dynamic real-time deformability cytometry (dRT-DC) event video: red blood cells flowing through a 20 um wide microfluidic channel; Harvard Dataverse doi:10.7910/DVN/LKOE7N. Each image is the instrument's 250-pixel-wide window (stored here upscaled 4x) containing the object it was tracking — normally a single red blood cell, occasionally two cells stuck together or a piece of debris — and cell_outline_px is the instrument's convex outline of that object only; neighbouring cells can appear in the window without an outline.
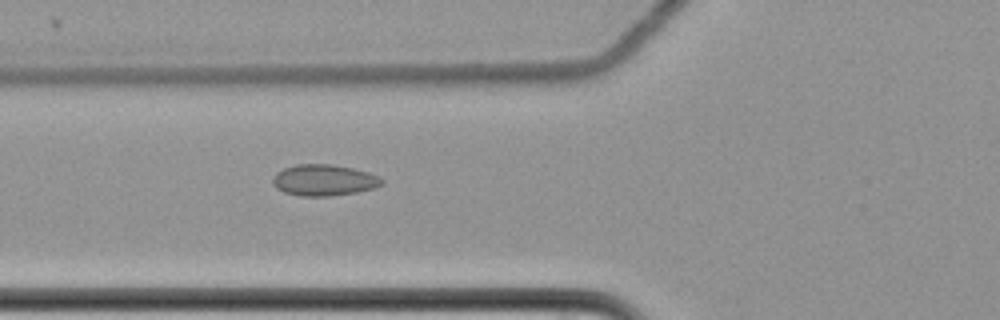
{"species": "common noctule bat (a hibernating species)", "species_latin": "Nyctalus noctula", "temperature_condition": "cold", "stored_images_in_passage": 2, "camera_frame_rate_fps": 3000, "um_per_image_px": 0.085, "animal": {"sex": "female", "body_mass_g": 22.7, "forearm_length_mm": 54.2}, "frame": {"image": 1, "passage_image": 2, "time_ms": 0.333, "image_size_px": [1000, 320], "cell_outline_px": [[384, 184], [376, 188], [356, 192], [328, 196], [300, 196], [284, 192], [276, 188], [272, 184], [272, 176], [276, 172], [284, 168], [296, 164], [332, 164], [352, 168], [368, 172], [380, 176], [384, 180]], "centroid_in_image_um": [27.54, 15.31], "position_along_channel_um": 98.3, "area_um2": 20.11}}